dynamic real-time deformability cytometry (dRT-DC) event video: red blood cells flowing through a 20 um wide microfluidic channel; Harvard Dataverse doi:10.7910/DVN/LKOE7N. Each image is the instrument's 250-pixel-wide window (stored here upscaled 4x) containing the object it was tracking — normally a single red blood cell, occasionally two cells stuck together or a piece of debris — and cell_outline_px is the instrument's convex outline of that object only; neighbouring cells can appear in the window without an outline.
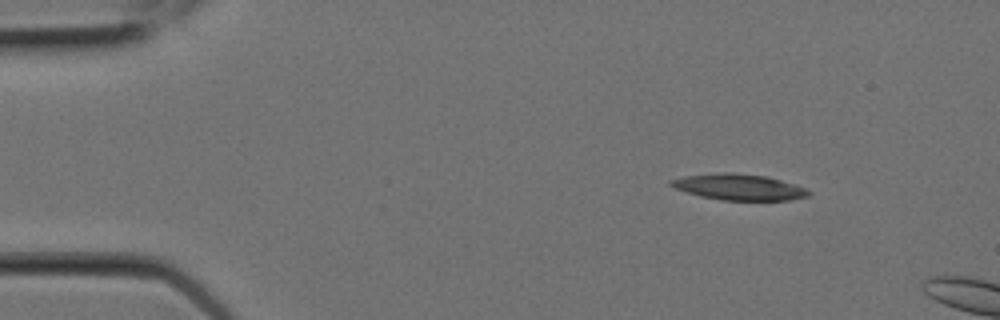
{"species": "Egyptian fruit bat (a non-hibernating species)", "species_latin": "Rousettus aegyptiacus", "temperature_condition": "room temperature", "stored_images_in_passage": 4, "camera_frame_rate_fps": 3000, "um_per_image_px": 0.085, "animal": {"sex": "female"}, "frame": {"image": 1, "passage_image": 2, "time_ms": 0.333, "image_size_px": [1000, 320], "cell_outline_px": [[812, 192], [808, 196], [792, 200], [720, 200], [700, 196], [676, 188], [668, 184], [668, 180], [684, 176], [724, 172], [736, 172], [768, 176], [804, 188]], "centroid_in_image_um": [62.8, 15.89], "position_along_channel_um": 22.2, "area_um2": 20.87}}